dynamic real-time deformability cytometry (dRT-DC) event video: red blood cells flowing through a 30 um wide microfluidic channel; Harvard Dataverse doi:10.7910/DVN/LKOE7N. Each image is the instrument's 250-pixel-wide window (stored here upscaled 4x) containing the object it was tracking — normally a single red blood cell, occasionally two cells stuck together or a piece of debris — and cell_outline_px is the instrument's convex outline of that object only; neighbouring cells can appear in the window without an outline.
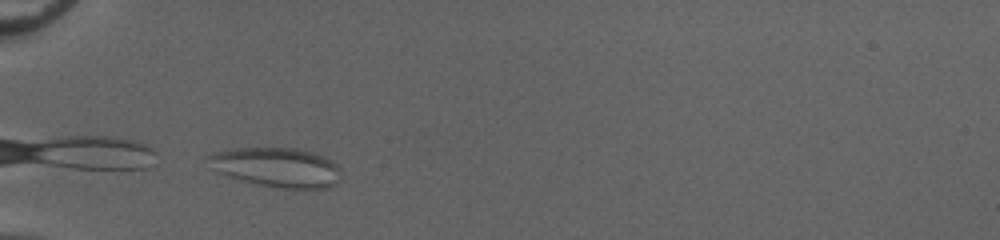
{"species": "common noctule bat (a hibernating species)", "species_latin": "Nyctalus noctula", "temperature_condition": "cold", "stored_images_in_passage": 14, "camera_frame_rate_fps": 3000, "um_per_image_px": 0.085, "animal": {"sex": "female", "body_mass_g": 20.0, "forearm_length_mm": 54.0}, "frame": {"image": 1, "passage_image": 1, "time_ms": 0.0, "image_size_px": [1000, 240], "cell_outline_px": [[340, 172], [336, 184], [328, 188], [276, 188], [256, 184], [240, 180], [220, 172], [204, 156], [212, 152], [232, 148], [296, 148], [312, 152], [324, 156], [332, 160], [340, 168]], "centroid_in_image_um": [23.54, 14.21], "position_along_channel_um": 61.5, "area_um2": 30.52}}